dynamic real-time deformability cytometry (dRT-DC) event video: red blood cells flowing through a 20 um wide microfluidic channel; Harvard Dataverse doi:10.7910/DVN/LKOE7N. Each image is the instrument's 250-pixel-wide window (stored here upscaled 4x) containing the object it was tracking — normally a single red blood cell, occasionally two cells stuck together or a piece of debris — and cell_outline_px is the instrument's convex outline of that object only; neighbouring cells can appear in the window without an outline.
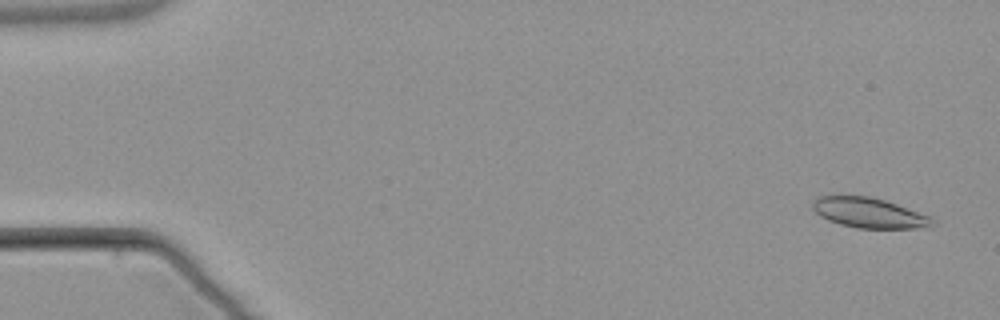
{"species": "common noctule bat (a hibernating species)", "species_latin": "Nyctalus noctula", "temperature_condition": "warm", "stored_images_in_passage": 8, "camera_frame_rate_fps": 3000, "um_per_image_px": 0.085, "animal": {"sex": "male", "body_mass_g": 21.5, "forearm_length_mm": 52.0}, "frame": {"image": 1, "passage_image": 1, "time_ms": 0.0, "image_size_px": [1000, 320], "cell_outline_px": [[936, 224], [916, 228], [856, 228], [840, 224], [828, 220], [820, 216], [812, 208], [812, 204], [816, 196], [868, 196], [884, 200], [932, 216]], "centroid_in_image_um": [73.86, 18.09], "position_along_channel_um": 11.1, "area_um2": 20.92}}
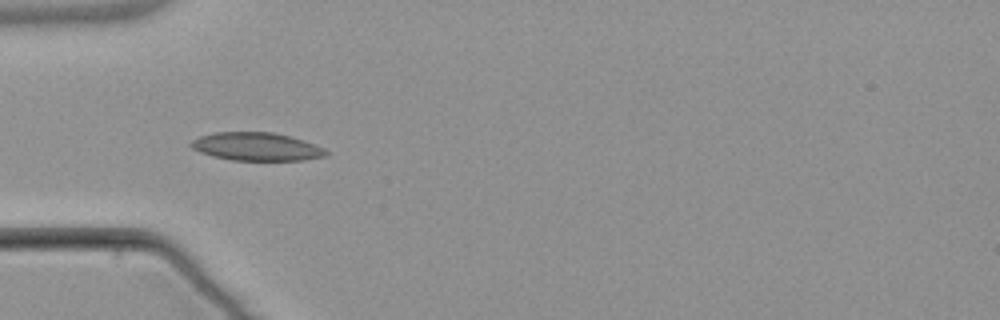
{"frame": {"image": 2, "passage_image": 5, "time_ms": 5.0, "image_size_px": [1000, 320], "cell_outline_px": [[328, 156], [304, 160], [232, 160], [212, 156], [200, 152], [192, 148], [188, 144], [192, 140], [200, 136], [216, 132], [272, 132], [288, 136], [316, 144], [324, 148], [328, 152]], "centroid_in_image_um": [21.81, 12.47], "position_along_channel_um": 63.2, "area_um2": 22.14}}
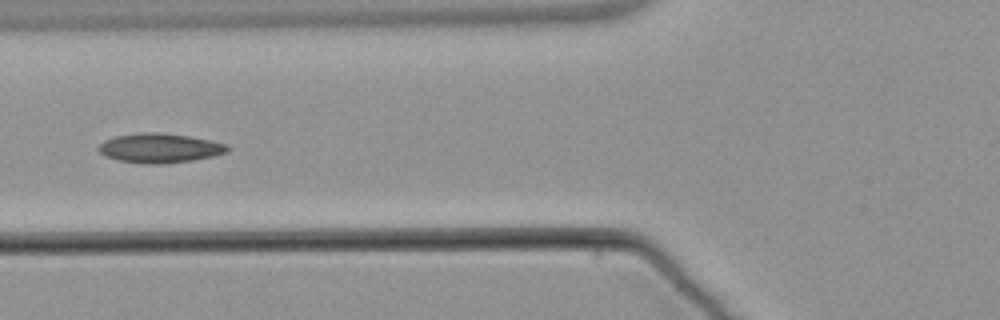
{"frame": {"image": 3, "passage_image": 6, "time_ms": 6.333, "image_size_px": [1000, 320], "cell_outline_px": [[232, 148], [228, 152], [212, 156], [192, 160], [164, 164], [144, 164], [120, 160], [104, 156], [96, 148], [104, 140], [116, 136], [144, 132], [160, 132], [188, 136], [228, 144]], "centroid_in_image_um": [13.58, 12.59], "position_along_channel_um": 112.2, "area_um2": 22.14}}